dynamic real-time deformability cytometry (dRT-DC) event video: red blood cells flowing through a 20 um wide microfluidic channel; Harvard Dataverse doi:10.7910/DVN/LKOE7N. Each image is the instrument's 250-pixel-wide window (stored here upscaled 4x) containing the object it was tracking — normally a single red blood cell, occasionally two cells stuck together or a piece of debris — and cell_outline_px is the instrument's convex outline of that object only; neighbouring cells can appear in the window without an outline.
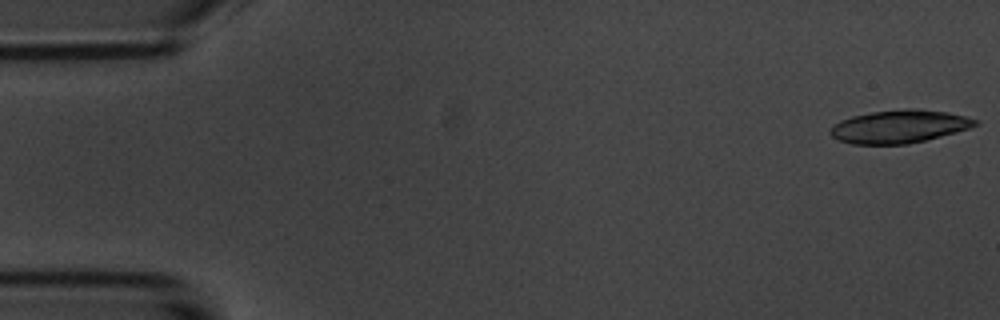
{"species": "common noctule bat (a hibernating species)", "species_latin": "Nyctalus noctula", "temperature_condition": "room temperature", "stored_images_in_passage": 4, "camera_frame_rate_fps": 3000, "um_per_image_px": 0.085, "animal": {"sex": "male", "body_mass_g": 20.1, "forearm_length_mm": 53.5}, "frame": {"image": 1, "passage_image": 1, "time_ms": 0.0, "image_size_px": [1000, 320], "cell_outline_px": [[980, 124], [956, 132], [908, 144], [852, 144], [840, 140], [832, 136], [828, 132], [832, 124], [840, 120], [852, 116], [872, 112], [904, 108], [916, 108], [948, 112], [980, 120]], "centroid_in_image_um": [76.43, 10.74], "position_along_channel_um": 8.6, "area_um2": 27.98}}